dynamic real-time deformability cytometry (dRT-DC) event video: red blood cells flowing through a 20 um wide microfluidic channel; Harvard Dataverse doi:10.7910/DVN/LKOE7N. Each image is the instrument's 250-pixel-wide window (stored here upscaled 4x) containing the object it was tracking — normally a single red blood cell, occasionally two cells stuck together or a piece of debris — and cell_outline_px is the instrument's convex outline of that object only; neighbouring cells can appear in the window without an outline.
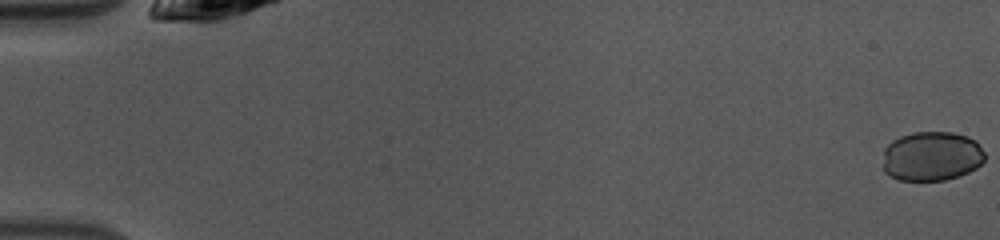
{"species": "common noctule bat (a hibernating species)", "species_latin": "Nyctalus noctula", "temperature_condition": "warm", "stored_images_in_passage": 49, "camera_frame_rate_fps": 3000, "um_per_image_px": 0.085, "animal": {"sex": "female", "body_mass_g": 10.0, "forearm_length_mm": 53.1}, "frame": {"image": 1, "passage_image": 1, "time_ms": 0.0, "image_size_px": [1000, 240], "cell_outline_px": [[984, 160], [976, 168], [960, 176], [944, 180], [900, 180], [888, 176], [884, 172], [884, 148], [892, 140], [900, 136], [912, 132], [952, 132], [968, 136], [976, 140], [980, 144], [984, 152]], "centroid_in_image_um": [79.19, 13.27], "position_along_channel_um": 5.8, "area_um2": 29.71}}
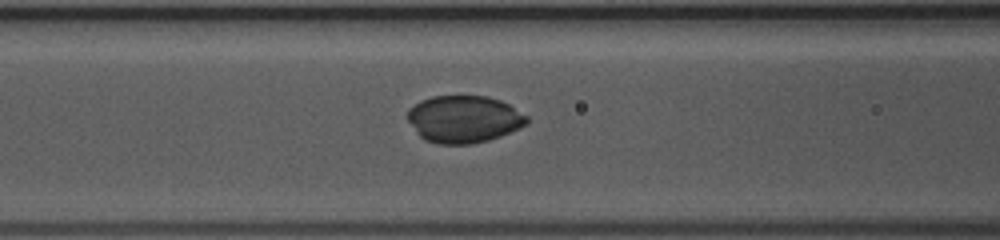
{"frame": {"image": 2, "passage_image": 21, "time_ms": 6.667, "image_size_px": [1000, 240], "cell_outline_px": [[528, 124], [520, 128], [500, 136], [488, 140], [468, 144], [440, 144], [424, 140], [416, 132], [404, 116], [408, 108], [420, 100], [432, 96], [488, 96], [500, 100], [508, 104], [528, 116]], "centroid_in_image_um": [39.39, 10.12], "position_along_channel_um": 127.2, "area_um2": 33.12}}
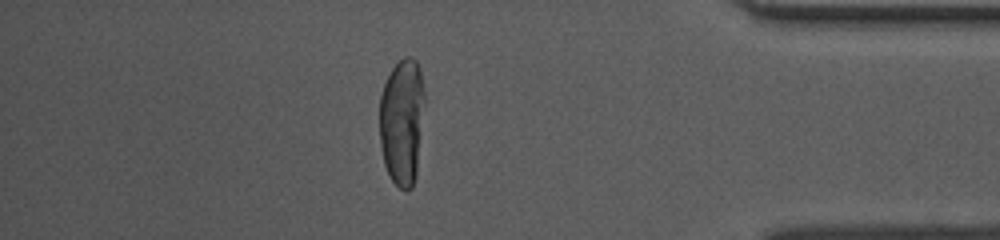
{"frame": {"image": 3, "passage_image": 43, "time_ms": 14.0, "image_size_px": [1000, 240], "cell_outline_px": [[424, 100], [416, 176], [412, 188], [404, 192], [392, 180], [384, 164], [380, 144], [380, 96], [384, 84], [392, 68], [404, 56], [412, 56], [416, 60], [420, 68], [424, 88]], "centroid_in_image_um": [34.17, 10.31], "position_along_channel_um": 401.0, "area_um2": 33.35}}